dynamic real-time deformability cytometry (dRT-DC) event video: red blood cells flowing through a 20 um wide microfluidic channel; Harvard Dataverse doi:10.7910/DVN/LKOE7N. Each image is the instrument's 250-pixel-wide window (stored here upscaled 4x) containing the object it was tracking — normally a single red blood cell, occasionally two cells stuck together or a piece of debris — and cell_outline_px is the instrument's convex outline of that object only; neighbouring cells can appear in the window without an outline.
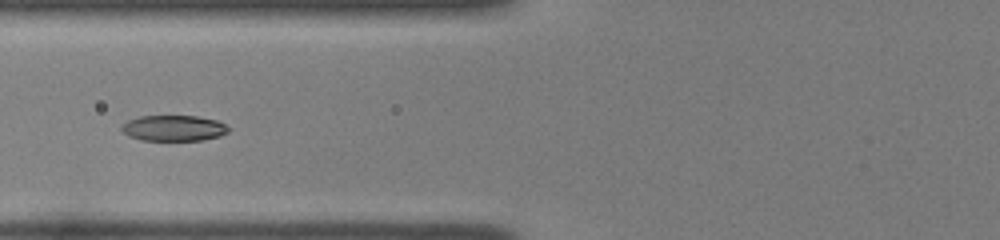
{"species": "common noctule bat (a hibernating species)", "species_latin": "Nyctalus noctula", "temperature_condition": "room temperature", "stored_images_in_passage": 50, "camera_frame_rate_fps": 3000, "um_per_image_px": 0.085, "animal": {"sex": "female", "body_mass_g": 22.0, "forearm_length_mm": 56.7}, "frame": {"image": 1, "passage_image": 21, "time_ms": 6.667, "image_size_px": [1000, 240], "cell_outline_px": [[228, 132], [220, 136], [200, 140], [140, 140], [128, 136], [120, 128], [128, 120], [140, 116], [196, 116], [216, 120], [224, 124], [228, 128]], "centroid_in_image_um": [14.74, 10.89], "position_along_channel_um": 111.1, "area_um2": 15.9}}
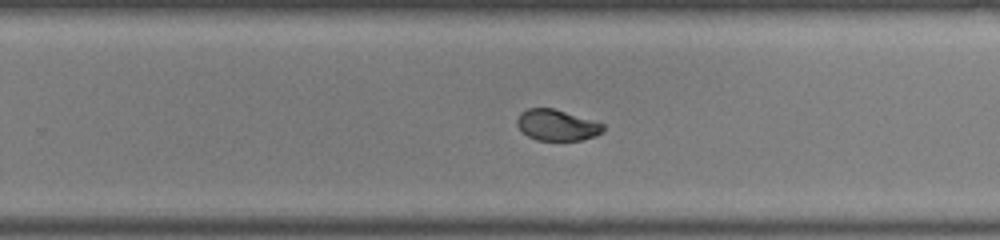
{"frame": {"image": 2, "passage_image": 34, "time_ms": 11.0, "image_size_px": [1000, 240], "cell_outline_px": [[604, 132], [596, 136], [580, 140], [536, 140], [528, 136], [516, 124], [516, 120], [520, 112], [528, 108], [552, 108], [604, 124]], "centroid_in_image_um": [47.33, 10.64], "position_along_channel_um": 282.5, "area_um2": 15.43}}
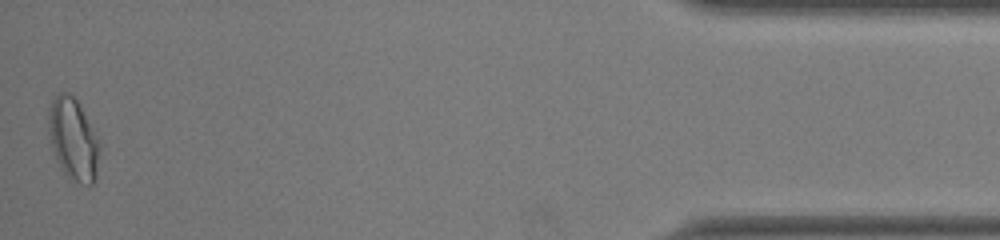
{"frame": {"image": 3, "passage_image": 50, "time_ms": 16.333, "image_size_px": [1000, 240], "cell_outline_px": [[100, 148], [96, 176], [92, 184], [88, 184], [76, 180], [68, 176], [60, 168], [56, 160], [52, 144], [48, 124], [48, 108], [52, 100], [60, 92], [68, 92], [76, 100], [96, 136], [100, 144]], "centroid_in_image_um": [6.21, 11.82], "position_along_channel_um": 429.0, "area_um2": 23.7}, "authors_computed_cell_mechanics": {"area_um2": 16.6464, "velocity_mm_per_s": 3.9592, "shape_relaxation_time_tau1_ms": 6.5987, "shape_relaxation_time_tau2_ms": 1.7383, "deformation_change_tau1": 0.2368, "deformation_change_tau2": 0.0408}}